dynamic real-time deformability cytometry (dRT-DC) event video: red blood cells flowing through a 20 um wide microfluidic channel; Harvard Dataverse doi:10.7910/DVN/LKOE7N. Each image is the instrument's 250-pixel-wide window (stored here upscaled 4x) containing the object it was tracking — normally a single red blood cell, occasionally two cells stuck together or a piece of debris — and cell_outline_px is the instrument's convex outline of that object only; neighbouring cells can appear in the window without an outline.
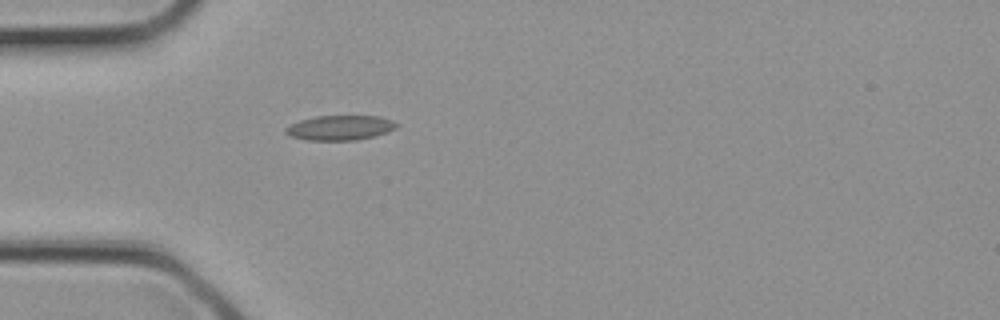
{"species": "common noctule bat (a hibernating species)", "species_latin": "Nyctalus noctula", "temperature_condition": "cold", "stored_images_in_passage": 4, "camera_frame_rate_fps": 3000, "um_per_image_px": 0.085, "animal": {"sex": "female", "body_mass_g": 21.9}, "frame": {"image": 1, "passage_image": 3, "time_ms": 0.667, "image_size_px": [1000, 320], "cell_outline_px": [[400, 124], [396, 128], [388, 132], [376, 136], [356, 140], [308, 140], [288, 136], [284, 132], [284, 128], [300, 120], [316, 116], [380, 116], [392, 120]], "centroid_in_image_um": [28.92, 10.86], "position_along_channel_um": 56.1, "area_um2": 16.18}}